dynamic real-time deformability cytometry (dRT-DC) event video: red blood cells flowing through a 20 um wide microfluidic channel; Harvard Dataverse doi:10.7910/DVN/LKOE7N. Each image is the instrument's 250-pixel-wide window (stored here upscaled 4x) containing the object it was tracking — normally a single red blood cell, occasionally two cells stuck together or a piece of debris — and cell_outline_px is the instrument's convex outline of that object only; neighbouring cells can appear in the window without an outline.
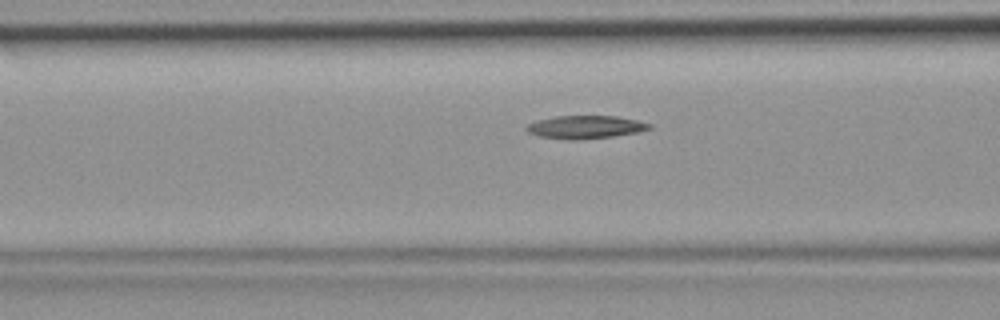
{"species": "common noctule bat (a hibernating species)", "species_latin": "Nyctalus noctula", "temperature_condition": "room temperature", "stored_images_in_passage": 35, "camera_frame_rate_fps": 3000, "um_per_image_px": 0.085, "animal": {"sex": "female", "body_mass_g": 19.9}, "frame": {"image": 1, "passage_image": 6, "time_ms": 1.667, "image_size_px": [1000, 320], "cell_outline_px": [[652, 128], [640, 132], [612, 136], [568, 140], [540, 136], [528, 132], [524, 128], [528, 124], [536, 120], [556, 116], [616, 116], [636, 120], [652, 124]], "centroid_in_image_um": [49.75, 10.79], "position_along_channel_um": 116.8, "area_um2": 16.36}}
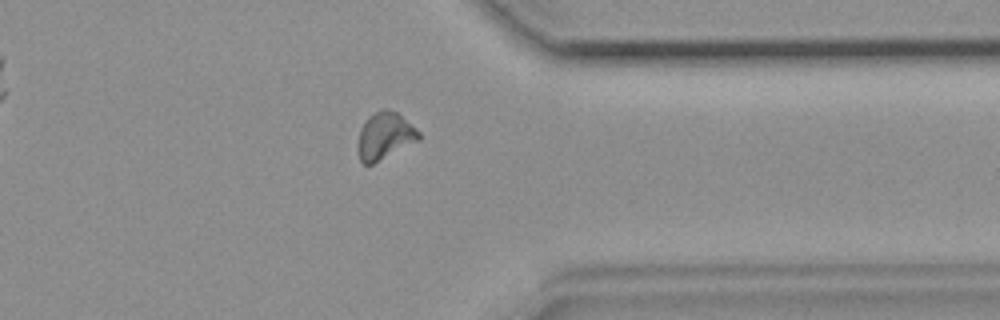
{"frame": {"image": 2, "passage_image": 25, "time_ms": 8.0, "image_size_px": [1000, 320], "cell_outline_px": [[420, 140], [372, 164], [364, 164], [360, 160], [360, 128], [368, 116], [384, 108], [388, 108], [396, 112], [416, 128], [420, 132]], "centroid_in_image_um": [32.75, 11.53], "position_along_channel_um": 378.7, "area_um2": 16.3}}
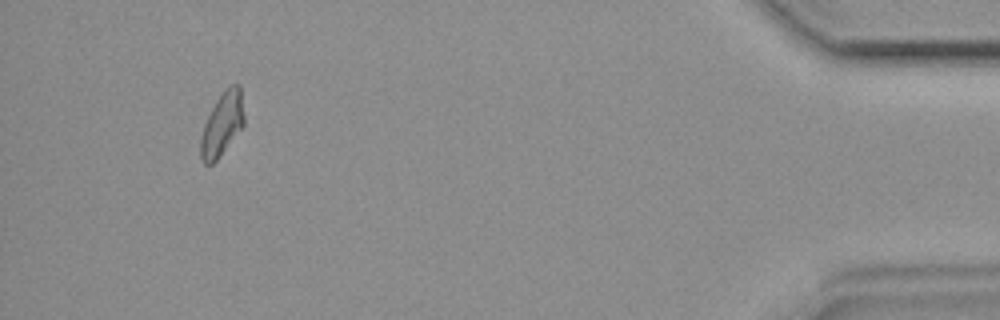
{"frame": {"image": 3, "passage_image": 32, "time_ms": 10.333, "image_size_px": [1000, 320], "cell_outline_px": [[244, 124], [220, 156], [212, 164], [204, 164], [200, 160], [200, 136], [204, 124], [216, 100], [228, 84], [240, 84], [244, 116]], "centroid_in_image_um": [18.87, 10.55], "position_along_channel_um": 416.3, "area_um2": 16.07}}